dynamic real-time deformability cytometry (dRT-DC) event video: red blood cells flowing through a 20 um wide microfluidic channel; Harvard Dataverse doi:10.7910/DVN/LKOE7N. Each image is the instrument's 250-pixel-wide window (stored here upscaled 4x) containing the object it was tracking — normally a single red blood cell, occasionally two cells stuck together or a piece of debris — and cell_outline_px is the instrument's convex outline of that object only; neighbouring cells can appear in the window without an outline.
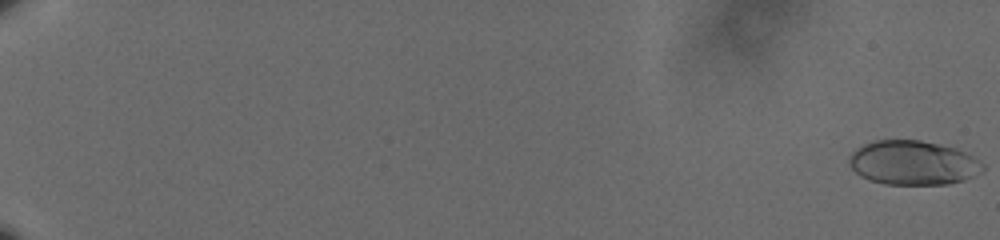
{"species": "human", "species_latin": "Homo sapiens", "temperature_condition": "cold", "stored_images_in_passage": 62, "camera_frame_rate_fps": 3000, "um_per_image_px": 0.085, "donor": {"sex": "male"}, "frame": {"image": 1, "passage_image": 1, "time_ms": 0.0, "image_size_px": [1000, 240], "cell_outline_px": [[984, 168], [976, 176], [964, 180], [948, 184], [884, 184], [868, 180], [860, 176], [848, 164], [848, 156], [856, 148], [872, 140], [920, 140], [956, 148], [980, 160], [984, 164]], "centroid_in_image_um": [77.59, 13.84], "position_along_channel_um": 7.4, "area_um2": 34.74}}
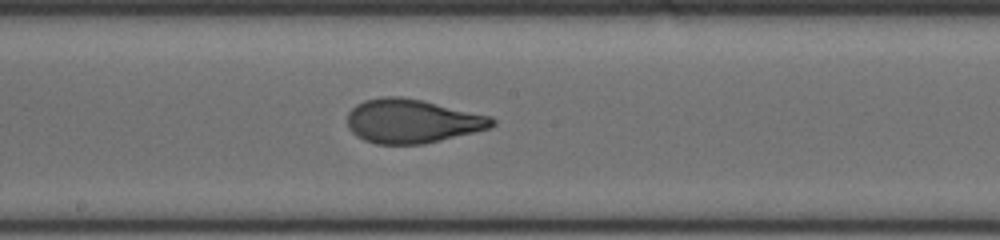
{"frame": {"image": 2, "passage_image": 38, "time_ms": 12.333, "image_size_px": [1000, 240], "cell_outline_px": [[496, 124], [492, 128], [424, 144], [376, 144], [364, 140], [356, 136], [348, 128], [348, 112], [356, 104], [364, 100], [380, 96], [400, 96], [420, 100], [492, 116], [496, 120]], "centroid_in_image_um": [35.03, 10.3], "position_along_channel_um": 213.2, "area_um2": 37.22}}
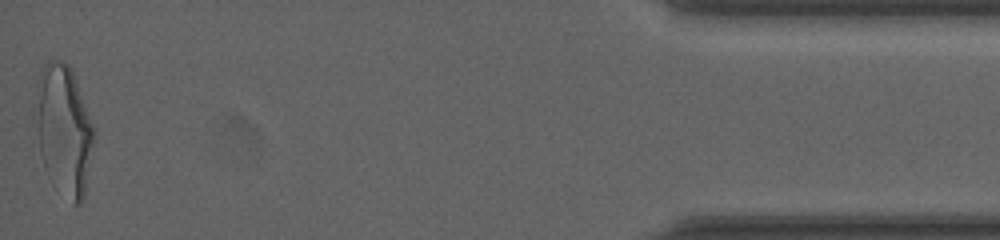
{"frame": {"image": 3, "passage_image": 62, "time_ms": 20.333, "image_size_px": [1000, 240], "cell_outline_px": [[96, 140], [84, 196], [80, 204], [72, 204], [44, 168], [40, 152], [36, 80], [44, 64], [48, 60], [60, 60], [68, 64], [72, 68], [96, 128]], "centroid_in_image_um": [5.51, 10.99], "position_along_channel_um": 429.7, "area_um2": 44.1}, "authors_computed_cell_mechanics": {"area_um2": 36.414, "velocity_mm_per_s": 3.6037, "shape_relaxation_time_tau1_ms": 3.9748, "shape_relaxation_time_tau2_ms": 0.7649, "deformation_change_tau1": 0.1731, "deformation_change_tau2": 0.0692}}